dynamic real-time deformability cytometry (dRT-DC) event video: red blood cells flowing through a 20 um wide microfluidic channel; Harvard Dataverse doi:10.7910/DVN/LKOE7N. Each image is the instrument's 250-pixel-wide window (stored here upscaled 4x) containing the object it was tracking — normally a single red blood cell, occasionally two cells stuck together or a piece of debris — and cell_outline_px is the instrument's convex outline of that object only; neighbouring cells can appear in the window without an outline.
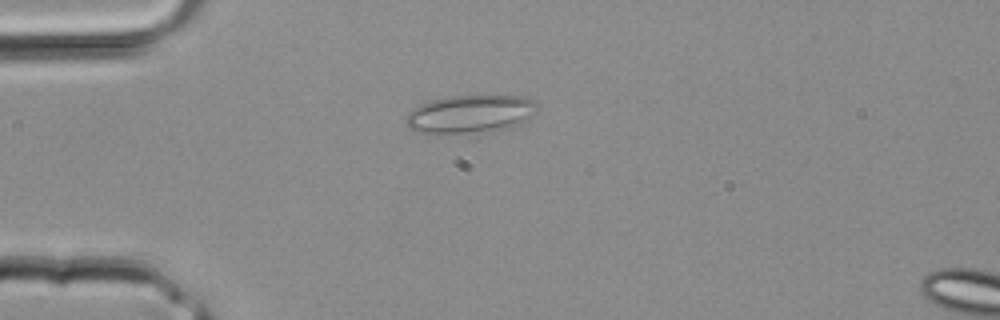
{"species": "common noctule bat (a hibernating species)", "species_latin": "Nyctalus noctula", "temperature_condition": "room temperature", "stored_images_in_passage": 3, "segment_of_instrument_passage": [1, 2], "camera_frame_rate_fps": 3000, "um_per_image_px": 0.085, "animal": {"sex": "male", "body_mass_g": 20.4}, "frame": {"image": 1, "passage_image": 2, "time_ms": 0.333, "image_size_px": [1000, 320], "cell_outline_px": [[536, 112], [532, 116], [516, 124], [468, 132], [416, 132], [408, 128], [404, 124], [408, 112], [420, 104], [432, 100], [452, 96], [520, 96], [532, 100], [536, 104]], "centroid_in_image_um": [39.88, 9.65], "position_along_channel_um": 45.1, "area_um2": 27.92}}